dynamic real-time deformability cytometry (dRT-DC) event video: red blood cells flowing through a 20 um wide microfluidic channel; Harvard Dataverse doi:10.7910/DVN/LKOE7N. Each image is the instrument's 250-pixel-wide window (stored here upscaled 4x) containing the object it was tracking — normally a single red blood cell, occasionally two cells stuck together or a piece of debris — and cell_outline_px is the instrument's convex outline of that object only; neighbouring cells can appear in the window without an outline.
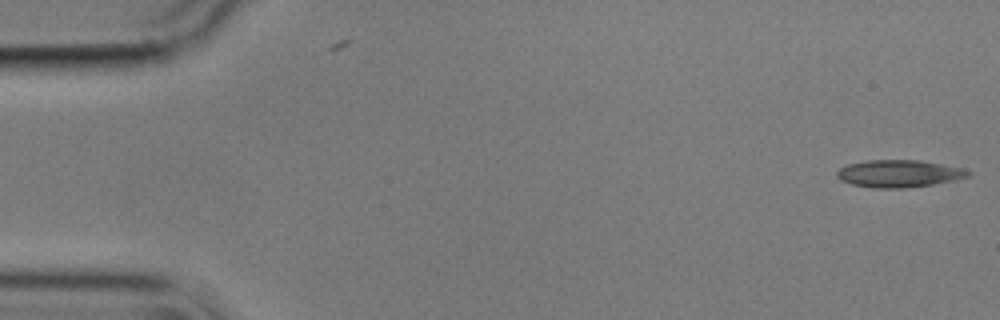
{"species": "common noctule bat (a hibernating species)", "species_latin": "Nyctalus noctula", "temperature_condition": "cold", "stored_images_in_passage": 2, "camera_frame_rate_fps": 3000, "um_per_image_px": 0.085, "animal": {"sex": "male", "body_mass_g": 17.9}, "frame": {"image": 1, "passage_image": 2, "time_ms": 0.333, "image_size_px": [1000, 320], "cell_outline_px": [[972, 172], [968, 176], [956, 180], [932, 184], [904, 188], [872, 188], [852, 184], [840, 180], [836, 176], [836, 172], [840, 168], [848, 164], [868, 160], [920, 160], [964, 168]], "centroid_in_image_um": [76.41, 14.75], "position_along_channel_um": 8.6, "area_um2": 20.92}}